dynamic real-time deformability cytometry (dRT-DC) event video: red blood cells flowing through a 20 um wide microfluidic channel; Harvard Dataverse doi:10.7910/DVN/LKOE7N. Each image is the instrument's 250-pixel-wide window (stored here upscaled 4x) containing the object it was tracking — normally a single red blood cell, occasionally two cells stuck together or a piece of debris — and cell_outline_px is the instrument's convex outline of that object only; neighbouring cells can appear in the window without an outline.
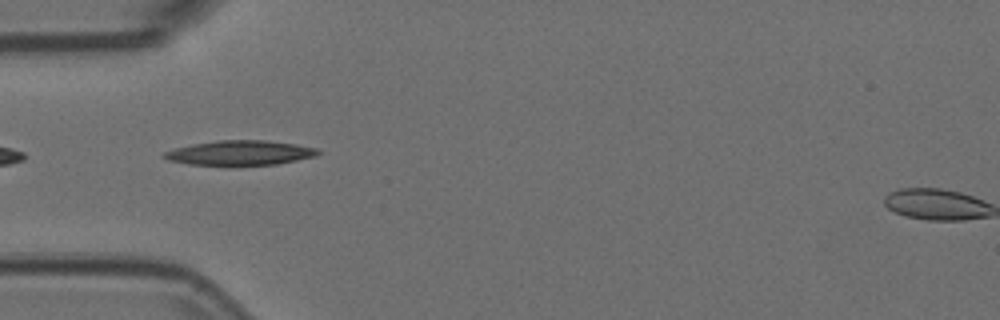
{"species": "Egyptian fruit bat (a non-hibernating species)", "species_latin": "Rousettus aegyptiacus", "temperature_condition": "room temperature", "stored_images_in_passage": 39, "camera_frame_rate_fps": 3000, "um_per_image_px": 0.085, "animal": {"sex": "female"}, "frame": {"image": 1, "passage_image": 2, "time_ms": 0.333, "image_size_px": [1000, 320], "cell_outline_px": [[320, 152], [316, 156], [276, 164], [188, 164], [168, 160], [160, 156], [164, 152], [176, 148], [192, 144], [220, 140], [264, 140], [296, 144], [316, 148]], "centroid_in_image_um": [20.39, 12.98], "position_along_channel_um": 64.6, "area_um2": 21.68}}
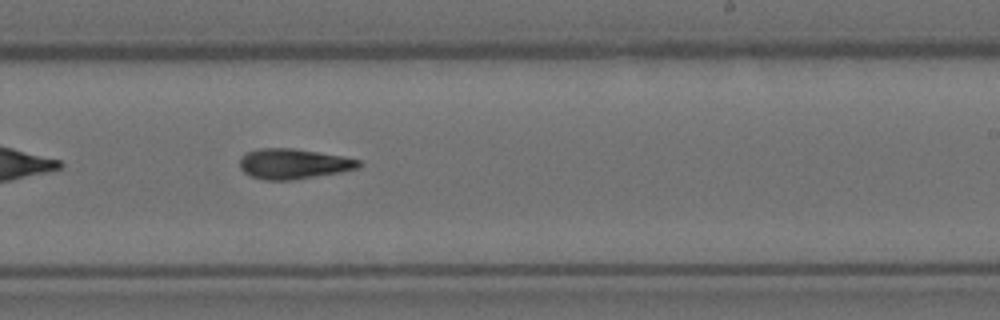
{"frame": {"image": 2, "passage_image": 18, "time_ms": 5.667, "image_size_px": [1000, 320], "cell_outline_px": [[364, 164], [356, 168], [340, 172], [292, 180], [264, 180], [252, 176], [244, 172], [240, 168], [240, 156], [248, 152], [260, 148], [292, 148], [340, 156], [360, 160]], "centroid_in_image_um": [24.92, 13.93], "position_along_channel_um": 264.1, "area_um2": 20.75}}
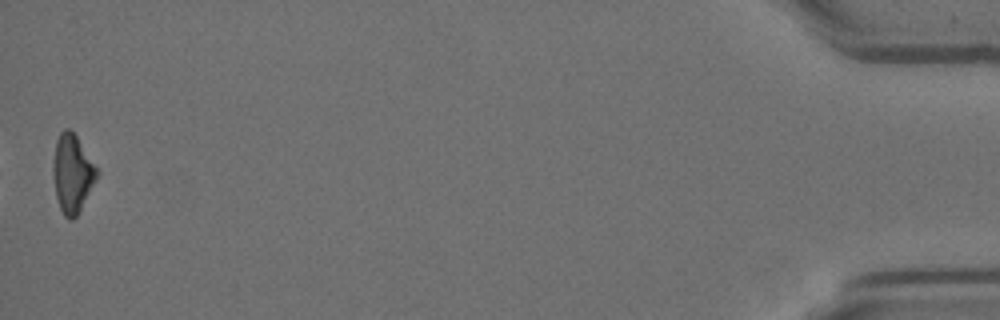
{"frame": {"image": 3, "passage_image": 39, "time_ms": 12.667, "image_size_px": [1000, 320], "cell_outline_px": [[100, 172], [96, 180], [76, 216], [72, 220], [68, 220], [64, 216], [60, 208], [56, 196], [52, 168], [56, 140], [60, 132], [64, 128], [68, 128], [76, 136]], "centroid_in_image_um": [6.14, 14.74], "position_along_channel_um": 429.1, "area_um2": 19.71}, "authors_computed_cell_mechanics": {"area_um2": 20.519, "velocity_mm_per_s": 3.7455, "shape_relaxation_time_tau1_ms": 7.898, "shape_relaxation_time_tau2_ms": 11.1743, "deformation_change_tau1": 0.2207, "deformation_change_tau2": 0.2581}}